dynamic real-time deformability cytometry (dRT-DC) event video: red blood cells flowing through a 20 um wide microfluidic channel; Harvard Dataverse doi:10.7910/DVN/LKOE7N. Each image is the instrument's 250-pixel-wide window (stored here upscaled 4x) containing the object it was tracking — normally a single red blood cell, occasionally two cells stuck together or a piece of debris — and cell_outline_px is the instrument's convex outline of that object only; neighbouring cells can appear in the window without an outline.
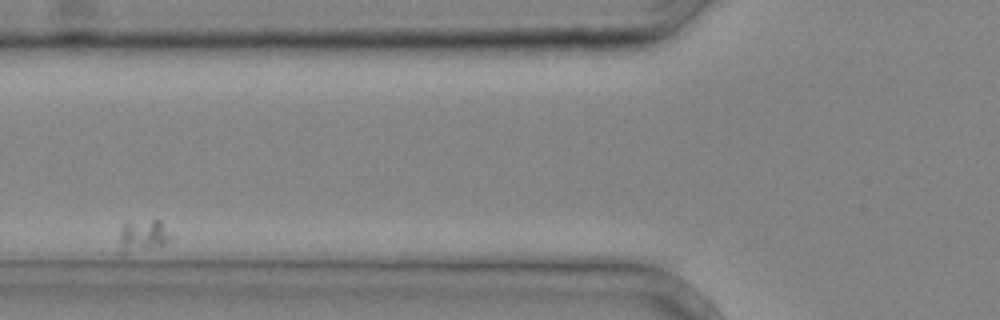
{"species": "common noctule bat (a hibernating species)", "species_latin": "Nyctalus noctula", "temperature_condition": "cold", "stored_images_in_passage": 3, "camera_frame_rate_fps": 3000, "um_per_image_px": 0.085, "animal": {"sex": "male", "body_mass_g": 20.4}, "frame": {"image": 1, "passage_image": 2, "time_ms": 0.333, "image_size_px": [1000, 320], "cell_outline_px": [[172, 236], [160, 248], [124, 256], [120, 256], [120, 232], [124, 224], [128, 220], [160, 220]], "centroid_in_image_um": [12.11, 20.1], "position_along_channel_um": 113.7, "area_um2": 10.29}}